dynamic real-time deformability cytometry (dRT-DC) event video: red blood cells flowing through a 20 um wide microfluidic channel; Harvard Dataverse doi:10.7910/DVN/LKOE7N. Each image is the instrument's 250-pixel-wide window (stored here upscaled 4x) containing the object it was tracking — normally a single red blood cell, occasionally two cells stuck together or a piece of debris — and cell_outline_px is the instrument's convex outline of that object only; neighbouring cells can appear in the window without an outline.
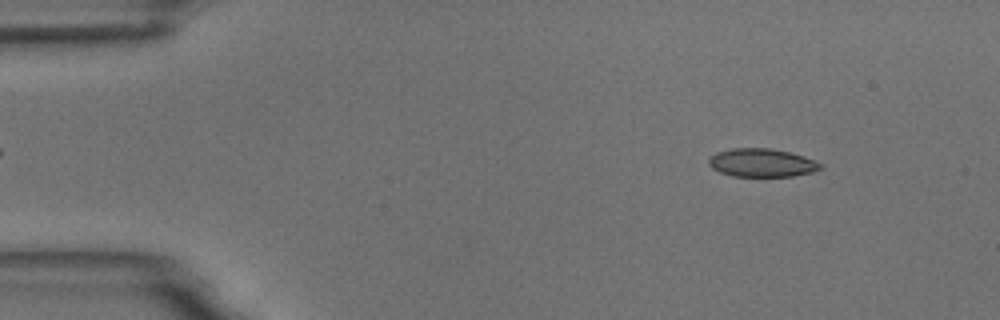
{"species": "common noctule bat (a hibernating species)", "species_latin": "Nyctalus noctula", "temperature_condition": "room temperature", "stored_images_in_passage": 55, "camera_frame_rate_fps": 3000, "um_per_image_px": 0.085, "animal": {"sex": "male", "body_mass_g": 18.8}, "frame": {"image": 1, "passage_image": 6, "time_ms": 1.667, "image_size_px": [1000, 320], "cell_outline_px": [[824, 168], [812, 172], [792, 176], [732, 176], [720, 172], [712, 168], [708, 164], [708, 160], [716, 152], [732, 148], [768, 148], [788, 152], [804, 156], [824, 164]], "centroid_in_image_um": [64.77, 13.84], "position_along_channel_um": 20.2, "area_um2": 18.44}}
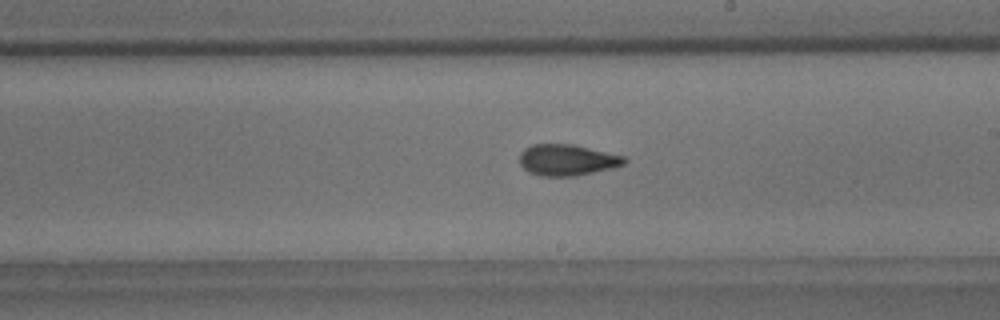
{"frame": {"image": 2, "passage_image": 31, "time_ms": 10.0, "image_size_px": [1000, 320], "cell_outline_px": [[628, 160], [624, 164], [576, 176], [540, 176], [528, 172], [520, 164], [520, 152], [524, 148], [532, 144], [572, 144], [624, 156]], "centroid_in_image_um": [48.15, 13.59], "position_along_channel_um": 240.8, "area_um2": 18.9}}
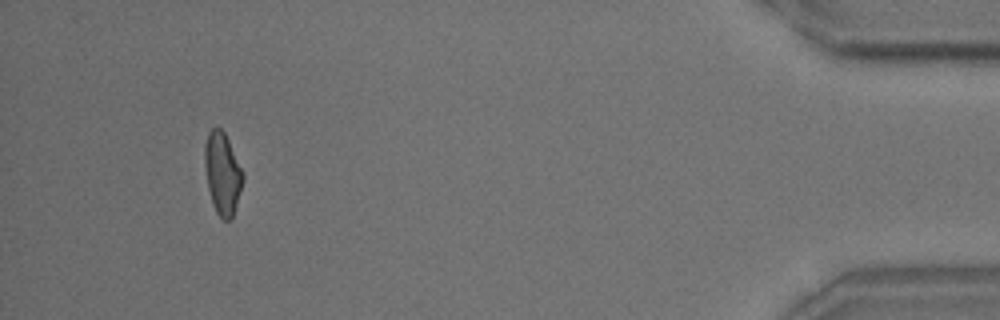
{"frame": {"image": 3, "passage_image": 51, "time_ms": 16.667, "image_size_px": [1000, 320], "cell_outline_px": [[244, 180], [232, 220], [224, 220], [216, 212], [212, 204], [208, 188], [204, 164], [204, 144], [208, 132], [212, 128], [220, 128], [224, 132], [244, 172]], "centroid_in_image_um": [18.91, 14.75], "position_along_channel_um": 416.3, "area_um2": 18.44}, "authors_computed_cell_mechanics": {"area_um2": 18.785, "velocity_mm_per_s": 3.6525, "shape_relaxation_time_tau1_ms": 7.081, "shape_relaxation_time_tau2_ms": 1.9197, "deformation_change_tau1": 0.1592, "deformation_change_tau2": 0.0727}}